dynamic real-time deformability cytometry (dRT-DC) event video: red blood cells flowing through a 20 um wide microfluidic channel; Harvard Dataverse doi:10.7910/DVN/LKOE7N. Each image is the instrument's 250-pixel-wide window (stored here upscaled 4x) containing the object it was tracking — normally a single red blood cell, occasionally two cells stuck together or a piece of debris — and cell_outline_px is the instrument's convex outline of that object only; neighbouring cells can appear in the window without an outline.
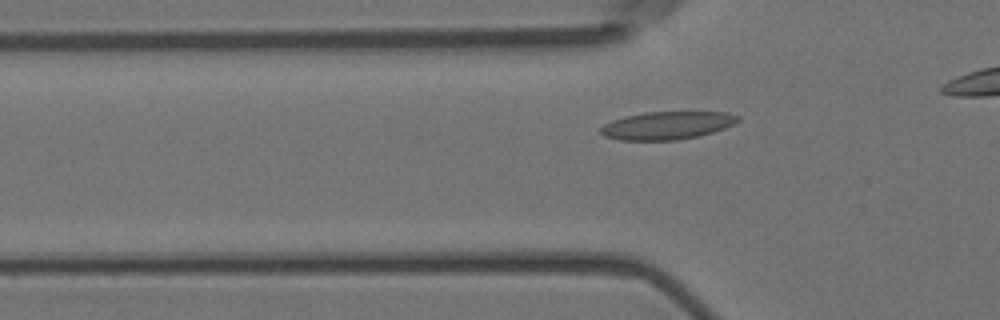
{"species": "Egyptian fruit bat (a non-hibernating species)", "species_latin": "Rousettus aegyptiacus", "temperature_condition": "room temperature", "stored_images_in_passage": 17, "camera_frame_rate_fps": 3000, "um_per_image_px": 0.085, "animal": {"sex": "female"}, "frame": {"image": 1, "passage_image": 7, "time_ms": 2.0, "image_size_px": [1000, 320], "cell_outline_px": [[740, 120], [724, 128], [700, 136], [676, 140], [620, 140], [604, 136], [600, 132], [600, 128], [604, 124], [612, 120], [624, 116], [644, 112], [728, 112], [740, 116]], "centroid_in_image_um": [56.69, 10.66], "position_along_channel_um": 69.1, "area_um2": 22.37}}
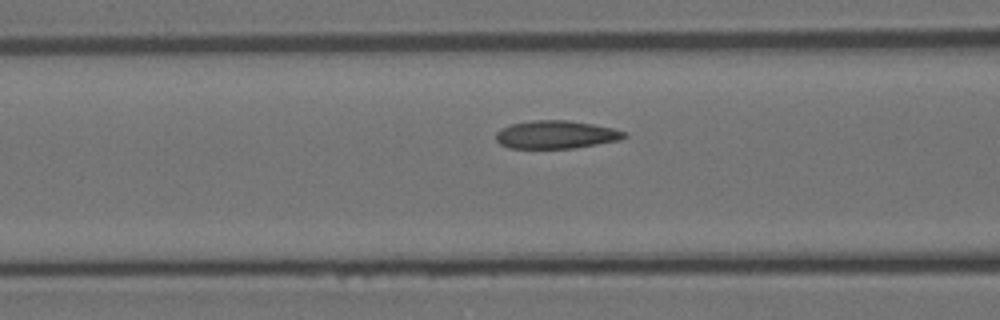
{"frame": {"image": 2, "passage_image": 11, "time_ms": 3.333, "image_size_px": [1000, 320], "cell_outline_px": [[628, 136], [620, 140], [572, 148], [508, 148], [500, 144], [496, 140], [496, 132], [500, 128], [512, 124], [536, 120], [568, 120], [592, 124], [612, 128], [624, 132]], "centroid_in_image_um": [47.23, 11.44], "position_along_channel_um": 119.4, "area_um2": 20.81}}
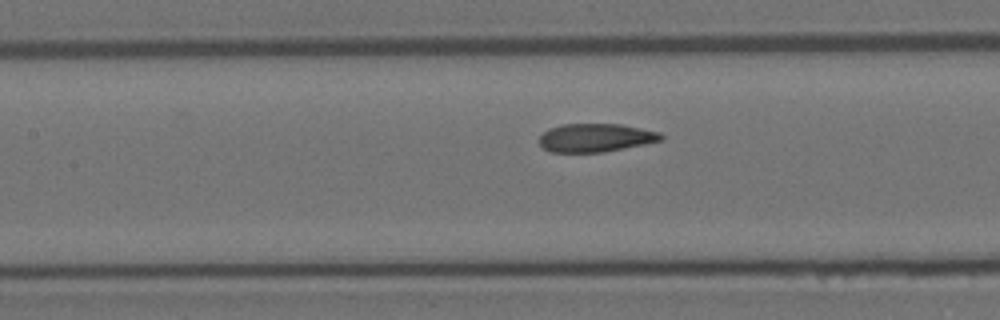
{"frame": {"image": 3, "passage_image": 14, "time_ms": 4.333, "image_size_px": [1000, 320], "cell_outline_px": [[664, 140], [604, 152], [552, 152], [544, 148], [540, 144], [540, 136], [548, 128], [564, 124], [620, 124], [660, 132], [664, 136]], "centroid_in_image_um": [50.65, 11.7], "position_along_channel_um": 156.8, "area_um2": 20.06}}